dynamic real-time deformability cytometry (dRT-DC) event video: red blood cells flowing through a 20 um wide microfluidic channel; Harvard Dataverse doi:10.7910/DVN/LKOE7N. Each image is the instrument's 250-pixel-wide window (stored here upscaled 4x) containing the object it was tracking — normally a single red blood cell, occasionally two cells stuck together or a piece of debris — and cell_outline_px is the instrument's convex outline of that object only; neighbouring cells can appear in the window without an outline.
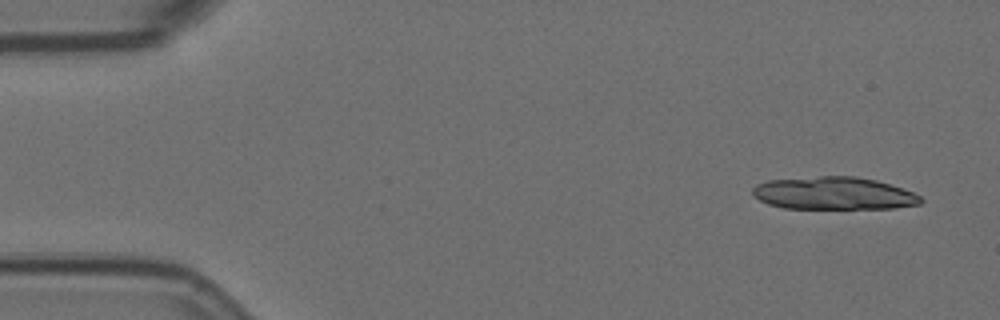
{"species": "Egyptian fruit bat (a non-hibernating species)", "species_latin": "Rousettus aegyptiacus", "temperature_condition": "room temperature", "stored_images_in_passage": 4, "camera_frame_rate_fps": 3000, "um_per_image_px": 0.085, "animal": {"sex": "female"}, "frame": {"image": 1, "passage_image": 1, "time_ms": 0.0, "image_size_px": [1000, 320], "cell_outline_px": [[924, 200], [920, 204], [896, 208], [784, 208], [768, 204], [760, 200], [752, 192], [752, 188], [756, 184], [768, 180], [820, 176], [856, 176], [876, 180], [912, 192], [920, 196]], "centroid_in_image_um": [70.86, 16.43], "position_along_channel_um": 14.1, "area_um2": 31.85}}